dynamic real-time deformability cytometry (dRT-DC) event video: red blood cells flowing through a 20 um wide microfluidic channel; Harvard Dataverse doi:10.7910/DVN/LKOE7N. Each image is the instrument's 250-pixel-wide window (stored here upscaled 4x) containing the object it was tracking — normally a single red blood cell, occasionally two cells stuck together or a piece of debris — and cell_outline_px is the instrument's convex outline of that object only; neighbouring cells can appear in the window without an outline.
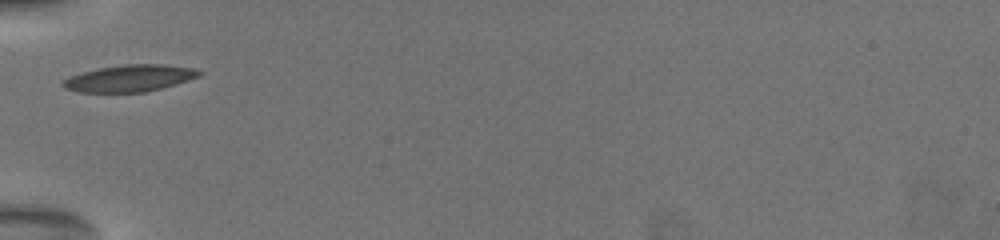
{"species": "common noctule bat (a hibernating species)", "species_latin": "Nyctalus noctula", "temperature_condition": "warm", "stored_images_in_passage": 19, "camera_frame_rate_fps": 3000, "um_per_image_px": 0.085, "animal": {"sex": "female", "body_mass_g": 19.5, "forearm_length_mm": 54.1}, "frame": {"image": 1, "passage_image": 1, "time_ms": 0.0, "image_size_px": [1000, 240], "cell_outline_px": [[204, 72], [200, 76], [188, 80], [160, 88], [144, 92], [80, 92], [64, 88], [60, 84], [64, 80], [72, 76], [84, 72], [100, 68], [124, 64], [164, 64], [196, 68]], "centroid_in_image_um": [11.06, 6.64], "position_along_channel_um": 73.9, "area_um2": 21.1}}
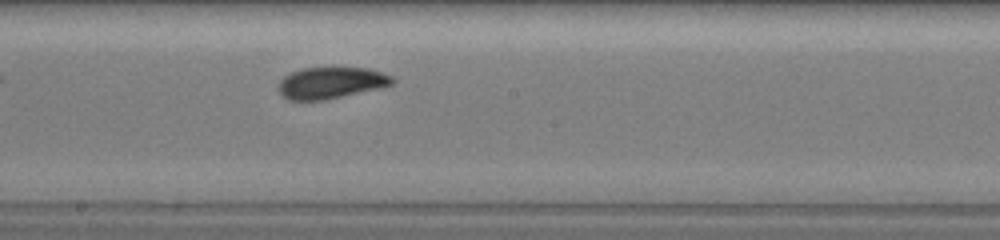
{"frame": {"image": 2, "passage_image": 11, "time_ms": 4.0, "image_size_px": [1000, 240], "cell_outline_px": [[396, 80], [392, 84], [376, 88], [324, 100], [288, 100], [280, 96], [276, 88], [276, 84], [284, 76], [292, 72], [304, 68], [368, 68], [392, 76]], "centroid_in_image_um": [28.04, 7.04], "position_along_channel_um": 220.2, "area_um2": 20.81}}
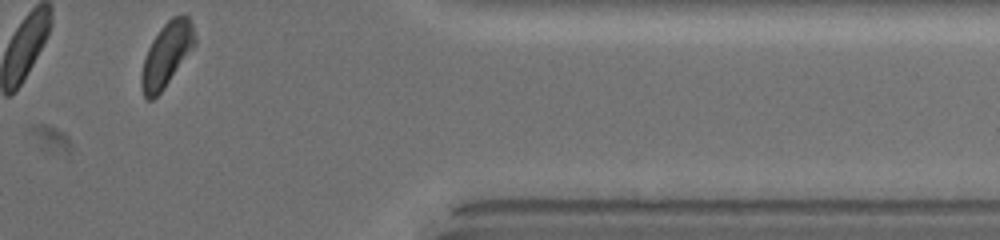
{"frame": {"image": 3, "passage_image": 19, "time_ms": 9.333, "image_size_px": [1000, 240], "cell_outline_px": [[196, 44], [164, 88], [152, 100], [148, 100], [144, 96], [140, 84], [140, 76], [144, 60], [148, 48], [152, 40], [160, 28], [172, 16], [188, 16], [192, 24], [196, 36]], "centroid_in_image_um": [14.16, 4.64], "position_along_channel_um": 397.2, "area_um2": 19.77}, "authors_computed_cell_mechanics": {"area_um2": 21.2126, "velocity_mm_per_s": 3.6659, "shape_relaxation_time_tau1_ms": 2.2774, "shape_relaxation_time_tau2_ms": 1.5912, "deformation_change_tau1": 0.1047, "deformation_change_tau2": 0.0571}}